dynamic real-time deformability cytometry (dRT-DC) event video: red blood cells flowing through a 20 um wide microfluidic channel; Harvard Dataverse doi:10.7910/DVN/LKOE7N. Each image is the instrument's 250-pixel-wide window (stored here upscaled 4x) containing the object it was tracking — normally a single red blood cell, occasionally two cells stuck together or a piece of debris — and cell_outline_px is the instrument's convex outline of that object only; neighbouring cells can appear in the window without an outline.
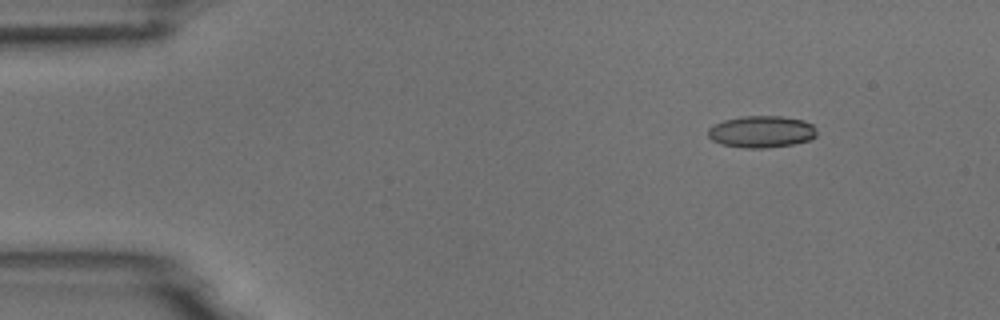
{"species": "common noctule bat (a hibernating species)", "species_latin": "Nyctalus noctula", "temperature_condition": "room temperature", "stored_images_in_passage": 4, "camera_frame_rate_fps": 3000, "um_per_image_px": 0.085, "animal": {"sex": "male", "body_mass_g": 18.8}, "frame": {"image": 1, "passage_image": 2, "time_ms": 1.333, "image_size_px": [1000, 320], "cell_outline_px": [[816, 136], [808, 140], [792, 144], [768, 148], [744, 148], [720, 144], [712, 140], [708, 136], [708, 128], [712, 124], [724, 120], [744, 116], [780, 116], [804, 120], [812, 124], [816, 128]], "centroid_in_image_um": [64.7, 11.19], "position_along_channel_um": 20.3, "area_um2": 20.29}}